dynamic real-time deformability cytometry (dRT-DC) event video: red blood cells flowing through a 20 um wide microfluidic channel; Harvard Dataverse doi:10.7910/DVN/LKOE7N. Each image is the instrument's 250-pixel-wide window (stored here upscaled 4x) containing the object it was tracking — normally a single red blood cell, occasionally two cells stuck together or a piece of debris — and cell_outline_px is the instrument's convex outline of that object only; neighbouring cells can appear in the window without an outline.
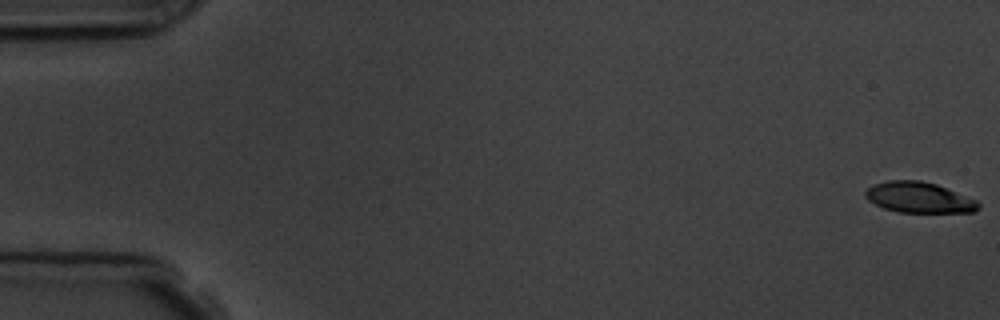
{"species": "common noctule bat (a hibernating species)", "species_latin": "Nyctalus noctula", "temperature_condition": "room temperature", "stored_images_in_passage": 5, "camera_frame_rate_fps": 3000, "um_per_image_px": 0.085, "animal": {"sex": "male", "body_mass_g": 19.5, "forearm_length_mm": 54.6}, "frame": {"image": 1, "passage_image": 1, "time_ms": 0.0, "image_size_px": [1000, 320], "cell_outline_px": [[980, 208], [976, 212], [900, 212], [884, 208], [868, 200], [864, 196], [864, 192], [872, 184], [888, 180], [920, 180], [936, 184], [976, 200], [980, 204]], "centroid_in_image_um": [78.1, 16.78], "position_along_channel_um": 6.9, "area_um2": 20.17}}
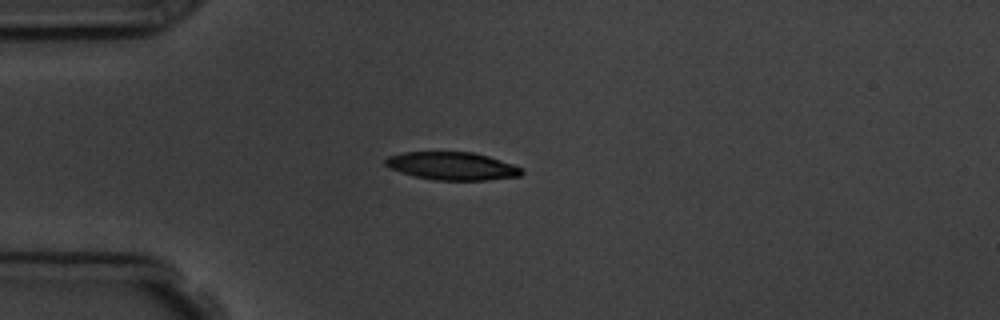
{"frame": {"image": 2, "passage_image": 5, "time_ms": 4.667, "image_size_px": [1000, 320], "cell_outline_px": [[524, 172], [520, 176], [484, 180], [436, 180], [416, 176], [400, 172], [388, 168], [384, 164], [384, 160], [388, 156], [404, 152], [472, 152], [488, 156], [512, 164], [520, 168]], "centroid_in_image_um": [38.39, 14.11], "position_along_channel_um": 46.6, "area_um2": 22.02}}